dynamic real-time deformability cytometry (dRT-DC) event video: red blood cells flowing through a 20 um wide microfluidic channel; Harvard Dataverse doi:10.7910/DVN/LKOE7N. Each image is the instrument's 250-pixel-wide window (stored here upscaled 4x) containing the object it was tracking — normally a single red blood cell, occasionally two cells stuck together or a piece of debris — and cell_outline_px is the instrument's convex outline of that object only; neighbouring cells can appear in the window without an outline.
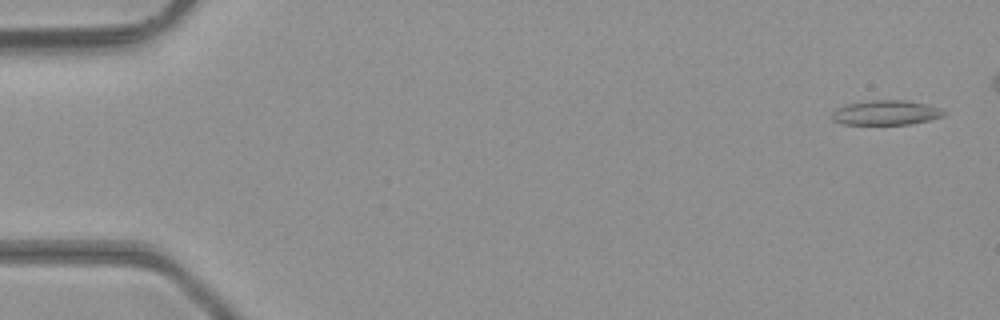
{"species": "common noctule bat (a hibernating species)", "species_latin": "Nyctalus noctula", "temperature_condition": "room temperature", "stored_images_in_passage": 42, "camera_frame_rate_fps": 3000, "um_per_image_px": 0.085, "animal": {"sex": "male", "body_mass_g": 23.1, "forearm_length_mm": 52.7}, "frame": {"image": 1, "passage_image": 2, "time_ms": 0.333, "image_size_px": [1000, 320], "cell_outline_px": [[948, 112], [944, 116], [912, 124], [844, 124], [832, 120], [832, 112], [836, 108], [844, 104], [872, 100], [904, 100], [928, 104], [940, 108]], "centroid_in_image_um": [75.32, 9.57], "position_along_channel_um": 9.7, "area_um2": 16.24}}
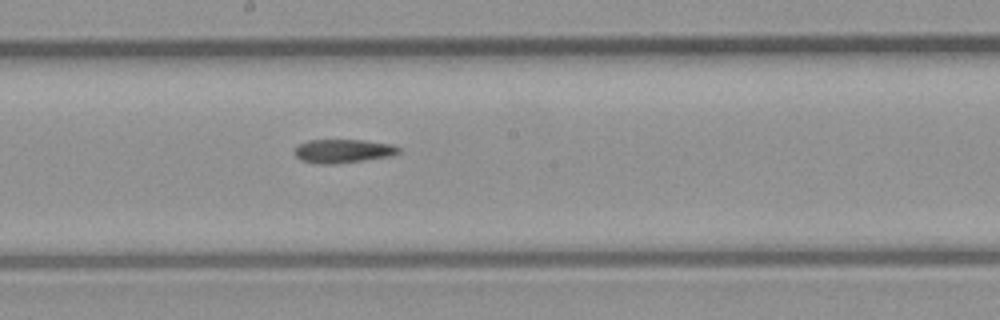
{"frame": {"image": 2, "passage_image": 26, "time_ms": 8.333, "image_size_px": [1000, 320], "cell_outline_px": [[400, 152], [392, 156], [336, 164], [320, 164], [300, 160], [292, 152], [300, 144], [308, 140], [364, 140], [392, 144], [400, 148]], "centroid_in_image_um": [29.16, 12.84], "position_along_channel_um": 219.0, "area_um2": 14.45}}
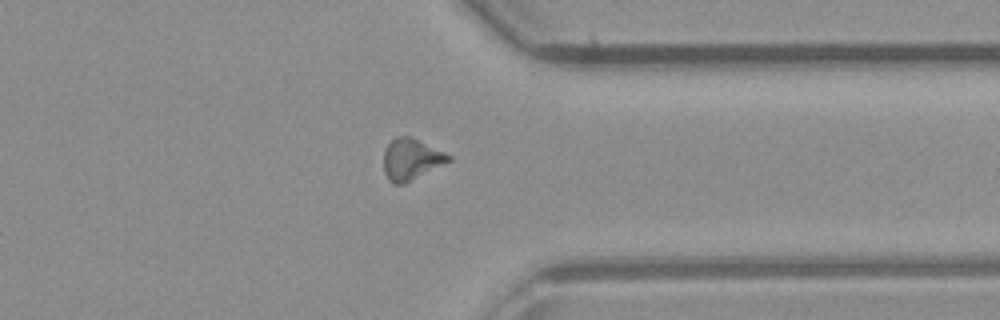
{"frame": {"image": 3, "passage_image": 37, "time_ms": 12.0, "image_size_px": [1000, 320], "cell_outline_px": [[452, 160], [404, 184], [392, 184], [388, 180], [384, 172], [384, 148], [396, 136], [412, 136], [452, 156]], "centroid_in_image_um": [34.94, 13.54], "position_along_channel_um": 376.5, "area_um2": 15.72}}